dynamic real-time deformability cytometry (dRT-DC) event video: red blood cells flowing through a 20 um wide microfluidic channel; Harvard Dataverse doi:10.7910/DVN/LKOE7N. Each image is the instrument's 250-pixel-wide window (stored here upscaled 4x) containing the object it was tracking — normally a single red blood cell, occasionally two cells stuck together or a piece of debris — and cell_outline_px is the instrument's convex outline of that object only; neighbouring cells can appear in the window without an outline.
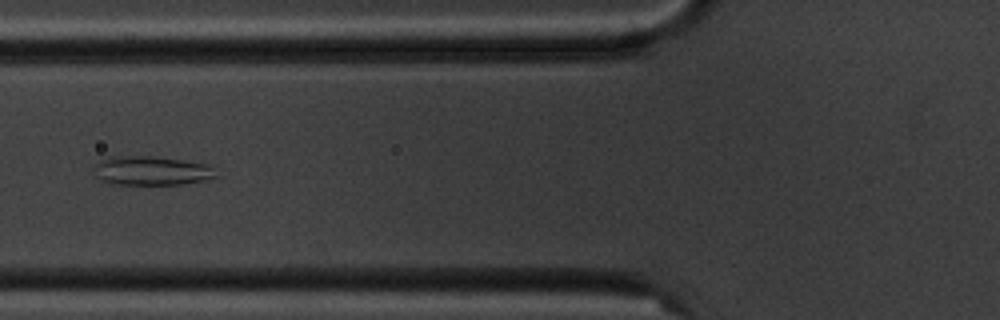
{"species": "common noctule bat (a hibernating species)", "species_latin": "Nyctalus noctula", "temperature_condition": "cold", "stored_images_in_passage": 7, "camera_frame_rate_fps": 3000, "um_per_image_px": 0.085, "animal": {"sex": "male", "body_mass_g": 20.1, "forearm_length_mm": 53.5}, "frame": {"image": 1, "passage_image": 7, "time_ms": 7.0, "image_size_px": [1000, 320], "cell_outline_px": [[220, 176], [204, 180], [180, 184], [116, 184], [100, 180], [96, 176], [96, 164], [100, 160], [112, 156], [156, 156], [208, 164]], "centroid_in_image_um": [12.91, 14.5], "position_along_channel_um": 112.9, "area_um2": 20.58}}